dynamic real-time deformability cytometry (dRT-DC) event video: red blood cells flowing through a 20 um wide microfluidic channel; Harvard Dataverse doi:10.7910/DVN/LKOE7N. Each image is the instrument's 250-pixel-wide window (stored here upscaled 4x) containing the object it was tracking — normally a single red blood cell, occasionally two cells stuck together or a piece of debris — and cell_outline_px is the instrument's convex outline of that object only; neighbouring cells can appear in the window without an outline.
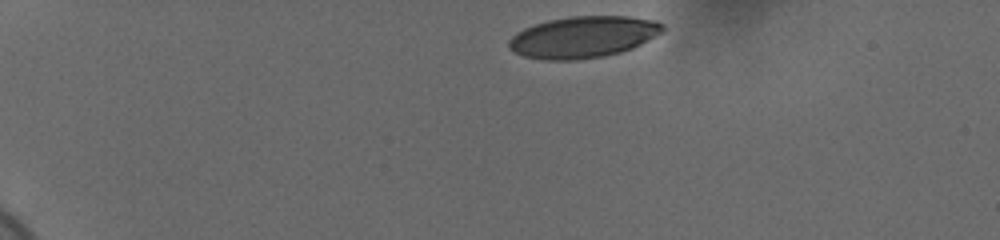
{"species": "human", "species_latin": "Homo sapiens", "temperature_condition": "cold", "stored_images_in_passage": 8, "camera_frame_rate_fps": 3000, "um_per_image_px": 0.085, "donor": {"sex": "female"}, "frame": {"image": 1, "passage_image": 1, "time_ms": 0.0, "image_size_px": [1000, 240], "cell_outline_px": [[664, 28], [660, 32], [640, 44], [632, 48], [620, 52], [600, 56], [572, 60], [548, 60], [524, 56], [508, 48], [508, 40], [516, 32], [524, 28], [548, 20], [568, 16], [632, 16], [656, 20], [664, 24]], "centroid_in_image_um": [49.55, 3.13], "position_along_channel_um": 35.5, "area_um2": 36.99}}
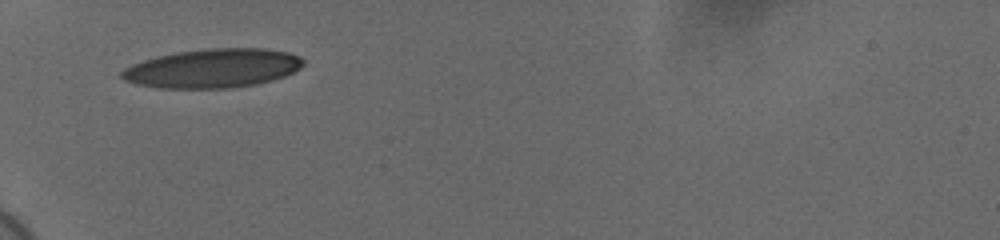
{"frame": {"image": 2, "passage_image": 5, "time_ms": 1.333, "image_size_px": [1000, 240], "cell_outline_px": [[304, 64], [300, 68], [284, 76], [272, 80], [256, 84], [228, 88], [160, 88], [136, 84], [124, 80], [120, 76], [120, 72], [124, 68], [132, 64], [156, 56], [176, 52], [204, 48], [268, 48], [288, 52], [300, 56], [304, 60]], "centroid_in_image_um": [18.08, 5.79], "position_along_channel_um": 66.9, "area_um2": 41.44}}
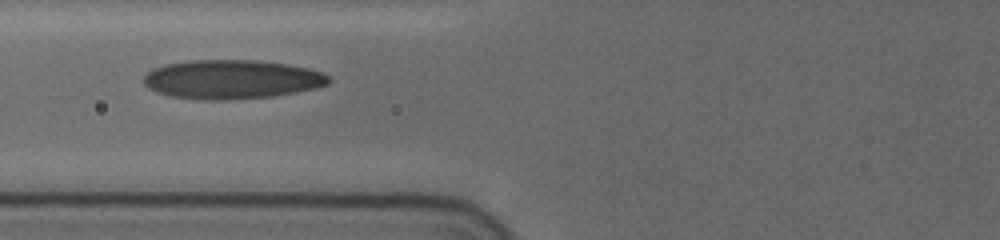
{"frame": {"image": 3, "passage_image": 7, "time_ms": 2.0, "image_size_px": [1000, 240], "cell_outline_px": [[332, 80], [328, 84], [316, 88], [296, 92], [272, 96], [224, 100], [212, 100], [172, 96], [156, 92], [148, 88], [144, 84], [144, 76], [152, 68], [164, 64], [188, 60], [260, 60], [288, 64], [308, 68], [320, 72], [328, 76]], "centroid_in_image_um": [19.69, 6.73], "position_along_channel_um": 106.1, "area_um2": 42.14}}